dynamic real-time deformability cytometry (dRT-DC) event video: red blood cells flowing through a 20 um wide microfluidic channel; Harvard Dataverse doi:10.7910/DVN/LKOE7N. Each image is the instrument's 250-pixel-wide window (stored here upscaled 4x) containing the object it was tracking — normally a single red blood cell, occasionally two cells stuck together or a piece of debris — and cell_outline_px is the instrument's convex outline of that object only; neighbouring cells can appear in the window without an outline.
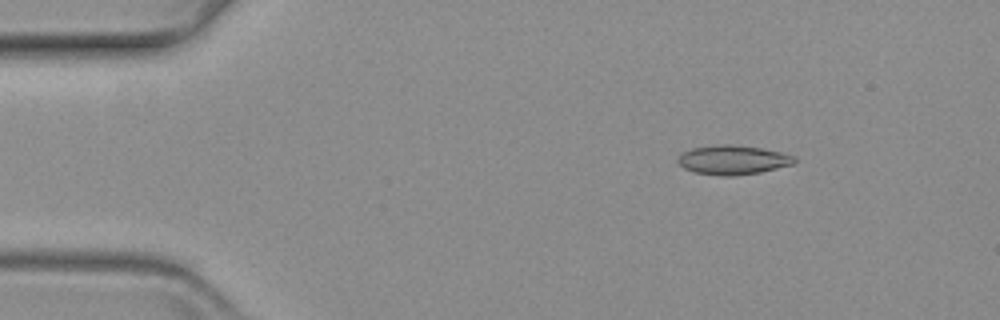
{"species": "common noctule bat (a hibernating species)", "species_latin": "Nyctalus noctula", "temperature_condition": "warm", "stored_images_in_passage": 52, "camera_frame_rate_fps": 3000, "um_per_image_px": 0.085, "animal": {"sex": "female", "body_mass_g": 19.3, "forearm_length_mm": 54.1}, "frame": {"image": 1, "passage_image": 1, "time_ms": 0.0, "image_size_px": [1000, 320], "cell_outline_px": [[796, 160], [792, 164], [760, 172], [732, 176], [720, 176], [692, 172], [684, 168], [676, 160], [680, 152], [692, 148], [720, 144], [732, 144], [764, 148], [796, 156]], "centroid_in_image_um": [62.25, 13.58], "position_along_channel_um": 22.7, "area_um2": 20.06}}
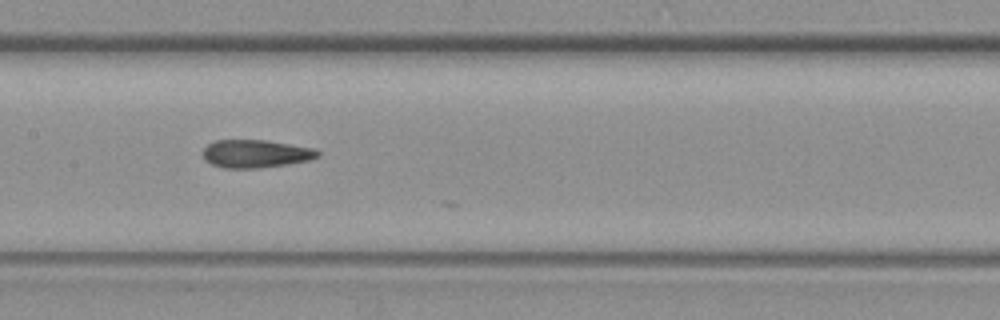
{"frame": {"image": 2, "passage_image": 22, "time_ms": 7.0, "image_size_px": [1000, 320], "cell_outline_px": [[320, 156], [308, 160], [288, 164], [256, 168], [224, 168], [212, 164], [204, 160], [204, 148], [208, 144], [216, 140], [264, 140], [316, 148], [320, 152]], "centroid_in_image_um": [21.75, 13.06], "position_along_channel_um": 185.6, "area_um2": 18.67}}
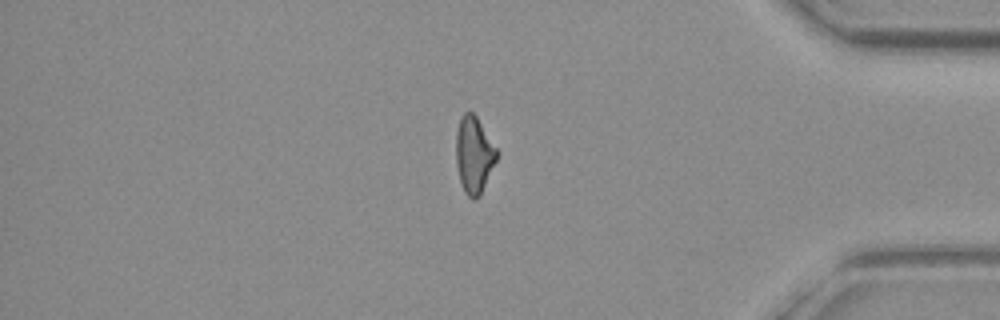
{"frame": {"image": 3, "passage_image": 43, "time_ms": 14.0, "image_size_px": [1000, 320], "cell_outline_px": [[496, 160], [480, 196], [476, 200], [472, 200], [464, 192], [460, 184], [456, 164], [456, 132], [460, 116], [464, 112], [472, 112], [476, 116], [496, 148]], "centroid_in_image_um": [40.25, 13.19], "position_along_channel_um": 394.9, "area_um2": 18.15}}